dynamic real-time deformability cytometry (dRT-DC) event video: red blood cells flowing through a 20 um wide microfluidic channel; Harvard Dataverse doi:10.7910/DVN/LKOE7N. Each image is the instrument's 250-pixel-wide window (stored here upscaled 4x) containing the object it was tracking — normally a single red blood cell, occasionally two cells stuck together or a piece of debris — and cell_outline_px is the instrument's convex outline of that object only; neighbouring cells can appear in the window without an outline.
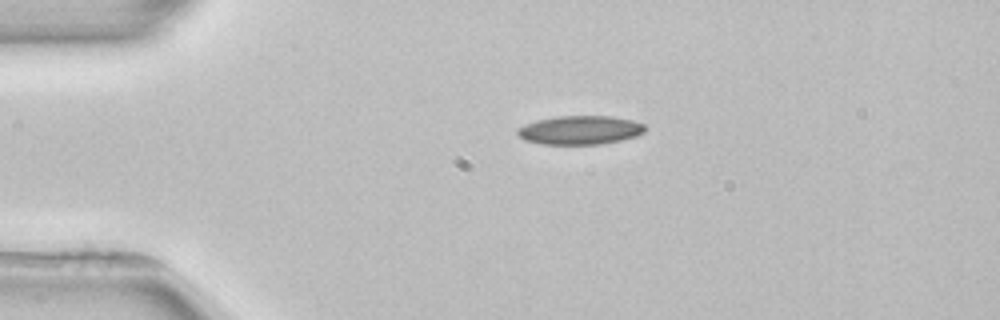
{"species": "common noctule bat (a hibernating species)", "species_latin": "Nyctalus noctula", "temperature_condition": "room temperature", "stored_images_in_passage": 2, "camera_frame_rate_fps": 3000, "um_per_image_px": 0.085, "animal": {"sex": "female", "body_mass_g": 22.7, "forearm_length_mm": 54.2}, "frame": {"image": 1, "passage_image": 1, "time_ms": 0.0, "image_size_px": [1000, 320], "cell_outline_px": [[644, 132], [636, 136], [620, 140], [600, 144], [540, 144], [524, 140], [516, 132], [516, 128], [524, 124], [536, 120], [556, 116], [612, 116], [632, 120], [644, 124]], "centroid_in_image_um": [49.26, 11.05], "position_along_channel_um": 35.7, "area_um2": 21.44}}